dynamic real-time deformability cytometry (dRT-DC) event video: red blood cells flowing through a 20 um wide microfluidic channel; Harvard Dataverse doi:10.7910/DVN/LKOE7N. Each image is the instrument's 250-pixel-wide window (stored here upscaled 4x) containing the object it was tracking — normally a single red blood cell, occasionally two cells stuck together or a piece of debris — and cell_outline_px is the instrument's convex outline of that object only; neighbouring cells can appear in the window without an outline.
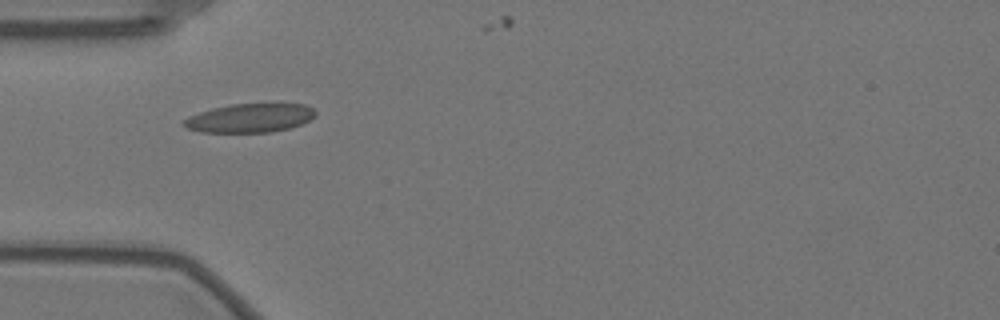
{"species": "Egyptian fruit bat (a non-hibernating species)", "species_latin": "Rousettus aegyptiacus", "temperature_condition": "warm", "stored_images_in_passage": 25, "camera_frame_rate_fps": 3000, "um_per_image_px": 0.085, "animal": {"sex": "female"}, "frame": {"image": 1, "passage_image": 1, "time_ms": 0.0, "image_size_px": [1000, 320], "cell_outline_px": [[316, 116], [292, 128], [272, 132], [200, 132], [188, 128], [180, 124], [188, 116], [212, 108], [232, 104], [276, 100], [280, 100], [308, 104], [316, 112]], "centroid_in_image_um": [21.34, 9.97], "position_along_channel_um": 63.7, "area_um2": 23.29}}
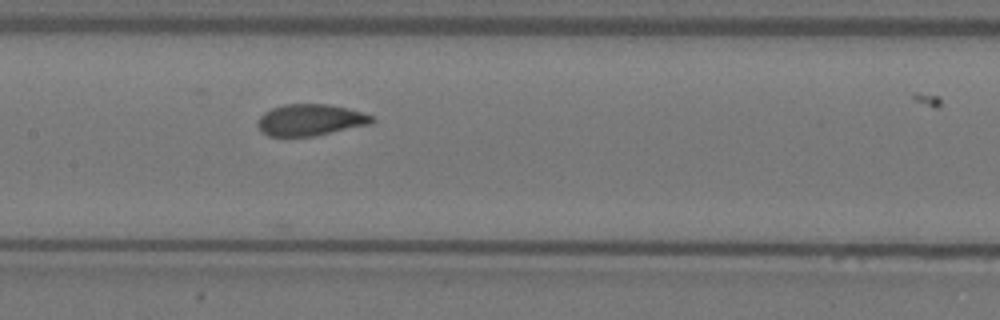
{"frame": {"image": 2, "passage_image": 11, "time_ms": 3.333, "image_size_px": [1000, 320], "cell_outline_px": [[376, 120], [372, 124], [312, 136], [268, 136], [260, 132], [260, 116], [264, 112], [272, 108], [284, 104], [328, 104], [348, 108], [372, 116]], "centroid_in_image_um": [26.4, 10.19], "position_along_channel_um": 181.0, "area_um2": 20.81}}
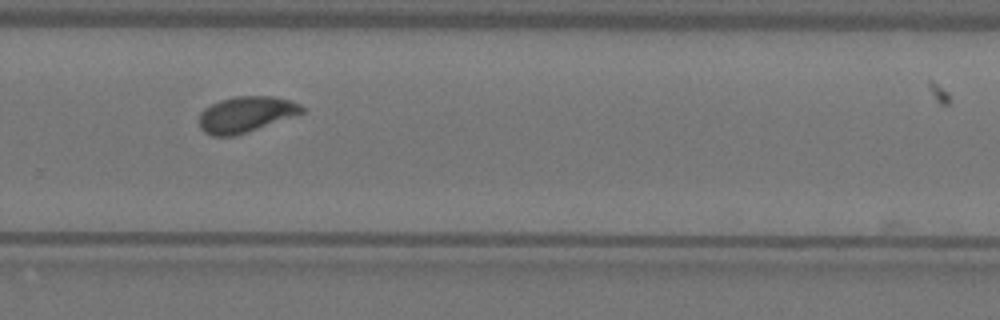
{"frame": {"image": 3, "passage_image": 22, "time_ms": 7.0, "image_size_px": [1000, 320], "cell_outline_px": [[304, 112], [248, 132], [232, 136], [212, 136], [204, 132], [200, 128], [200, 112], [204, 108], [220, 100], [236, 96], [272, 96], [292, 100], [300, 104], [304, 108]], "centroid_in_image_um": [20.89, 9.71], "position_along_channel_um": 308.9, "area_um2": 21.39}}